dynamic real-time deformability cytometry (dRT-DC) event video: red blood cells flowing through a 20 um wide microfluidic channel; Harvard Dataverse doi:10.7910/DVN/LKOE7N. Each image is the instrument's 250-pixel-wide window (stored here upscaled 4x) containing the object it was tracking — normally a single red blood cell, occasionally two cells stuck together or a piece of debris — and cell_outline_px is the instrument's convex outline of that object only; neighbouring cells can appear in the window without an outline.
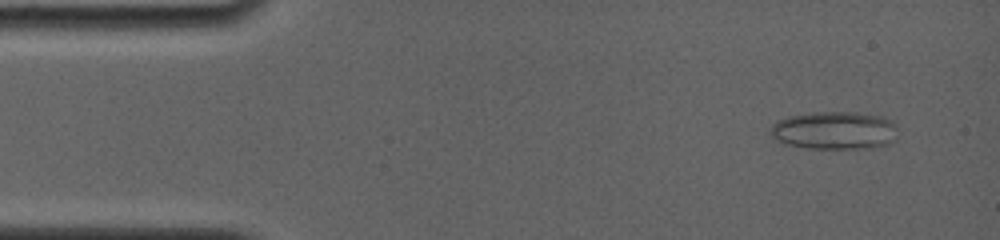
{"species": "common noctule bat (a hibernating species)", "species_latin": "Nyctalus noctula", "temperature_condition": "room temperature", "stored_images_in_passage": 51, "camera_frame_rate_fps": 4000, "um_per_image_px": 0.085, "animal": {"sex": "female", "body_mass_g": 19.0, "forearm_length_mm": 56.7}, "frame": {"image": 1, "passage_image": 4, "time_ms": 1.0, "image_size_px": [1000, 240], "cell_outline_px": [[896, 128], [888, 144], [868, 148], [808, 148], [784, 144], [772, 136], [768, 132], [768, 128], [772, 124], [780, 120], [792, 116], [828, 112], [848, 112], [880, 116], [892, 120], [896, 124]], "centroid_in_image_um": [70.88, 11.1], "position_along_channel_um": 14.1, "area_um2": 27.57}}
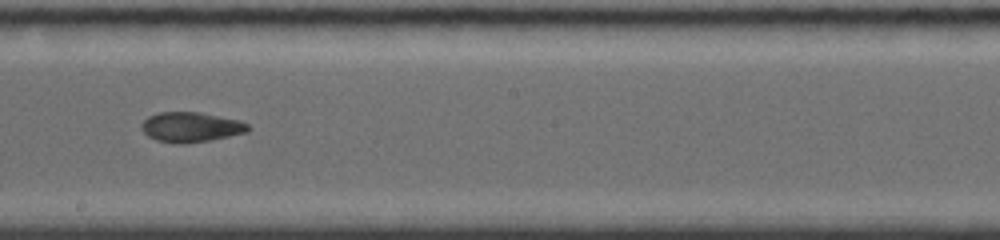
{"frame": {"image": 2, "passage_image": 28, "time_ms": 9.0, "image_size_px": [1000, 240], "cell_outline_px": [[248, 132], [212, 140], [184, 144], [180, 144], [156, 140], [148, 136], [140, 128], [140, 124], [148, 116], [160, 112], [200, 112], [236, 120], [248, 124]], "centroid_in_image_um": [16.18, 10.81], "position_along_channel_um": 232.0, "area_um2": 18.55}}
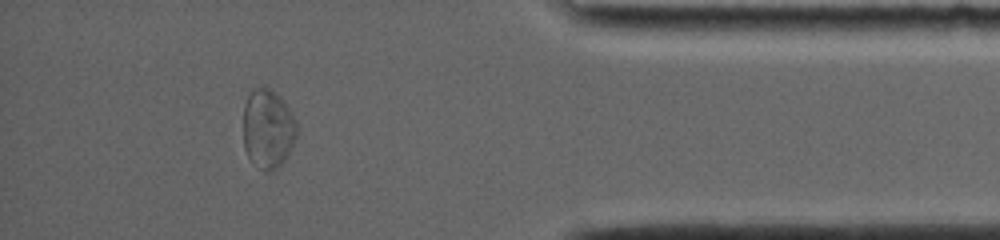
{"frame": {"image": 3, "passage_image": 45, "time_ms": 14.25, "image_size_px": [1000, 240], "cell_outline_px": [[296, 136], [284, 160], [276, 168], [268, 172], [264, 172], [248, 156], [244, 148], [244, 104], [248, 96], [256, 88], [264, 84], [276, 92], [280, 96], [296, 120]], "centroid_in_image_um": [22.76, 10.91], "position_along_channel_um": 412.4, "area_um2": 24.45}, "authors_computed_cell_mechanics": {"area_um2": 20.2878, "velocity_mm_per_s": 3.8637, "shape_relaxation_time_tau1_ms": null, "shape_relaxation_time_tau2_ms": 2.4686, "deformation_change_tau1": null, "deformation_change_tau2": 0.0716}}